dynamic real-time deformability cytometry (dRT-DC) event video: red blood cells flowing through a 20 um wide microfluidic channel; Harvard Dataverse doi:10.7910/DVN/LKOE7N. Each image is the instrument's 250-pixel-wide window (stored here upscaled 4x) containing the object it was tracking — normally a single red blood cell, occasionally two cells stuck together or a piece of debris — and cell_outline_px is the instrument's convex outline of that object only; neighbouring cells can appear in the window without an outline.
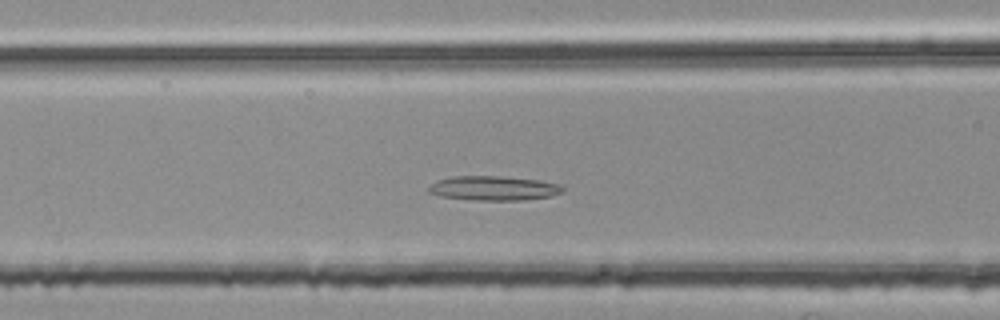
{"species": "common noctule bat (a hibernating species)", "species_latin": "Nyctalus noctula", "temperature_condition": "room temperature", "stored_images_in_passage": 46, "camera_frame_rate_fps": 3000, "um_per_image_px": 0.085, "animal": {"sex": "female", "body_mass_g": 25.1}, "frame": {"image": 1, "passage_image": 16, "time_ms": 5.0, "image_size_px": [1000, 320], "cell_outline_px": [[568, 188], [564, 192], [552, 196], [524, 200], [472, 200], [440, 196], [428, 192], [428, 188], [436, 180], [452, 176], [500, 176], [536, 180], [560, 184]], "centroid_in_image_um": [42.0, 16.0], "position_along_channel_um": 124.6, "area_um2": 19.25}}
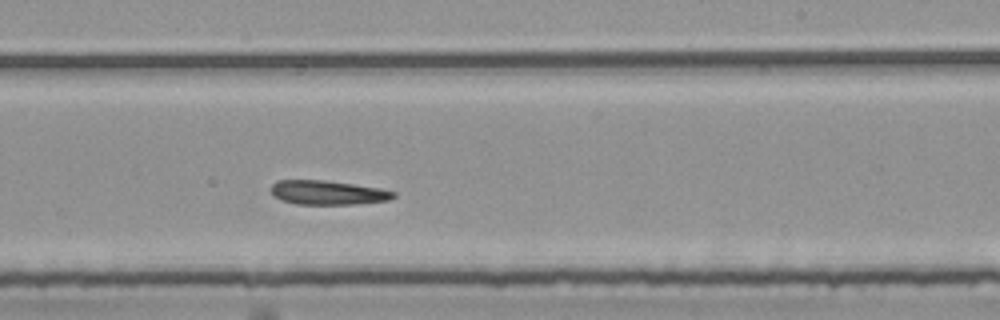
{"frame": {"image": 2, "passage_image": 27, "time_ms": 8.667, "image_size_px": [1000, 320], "cell_outline_px": [[396, 196], [388, 200], [352, 204], [296, 204], [280, 200], [272, 196], [272, 184], [276, 180], [324, 180], [380, 188], [396, 192]], "centroid_in_image_um": [27.83, 16.37], "position_along_channel_um": 261.2, "area_um2": 17.22}}
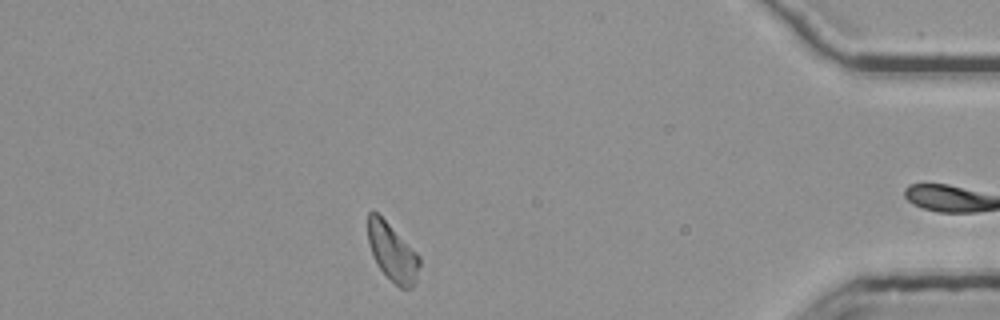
{"frame": {"image": 3, "passage_image": 42, "time_ms": 13.667, "image_size_px": [1000, 320], "cell_outline_px": [[420, 264], [416, 280], [412, 288], [400, 288], [376, 264], [368, 240], [368, 212], [372, 208], [420, 256]], "centroid_in_image_um": [33.35, 21.44], "position_along_channel_um": 401.9, "area_um2": 16.94}}